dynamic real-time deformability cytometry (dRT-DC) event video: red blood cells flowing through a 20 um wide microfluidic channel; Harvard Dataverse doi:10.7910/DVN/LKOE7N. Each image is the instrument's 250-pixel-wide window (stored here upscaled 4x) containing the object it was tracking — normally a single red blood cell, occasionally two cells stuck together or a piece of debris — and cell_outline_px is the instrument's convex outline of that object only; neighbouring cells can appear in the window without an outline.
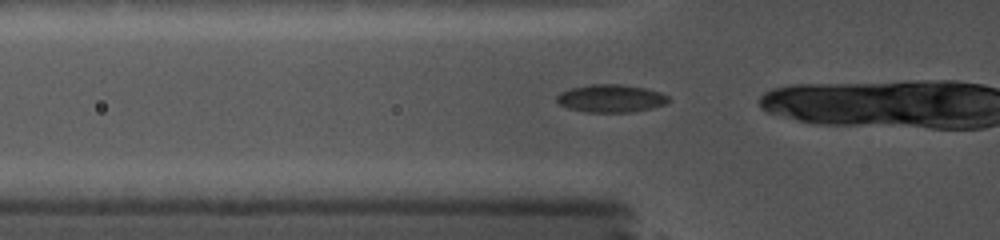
{"species": "common noctule bat (a hibernating species)", "species_latin": "Nyctalus noctula", "temperature_condition": "cold", "stored_images_in_passage": 44, "camera_frame_rate_fps": 5000, "um_per_image_px": 0.085, "animal": {"sex": "female", "body_mass_g": 19.0, "forearm_length_mm": 56.7}, "frame": {"image": 1, "passage_image": 3, "time_ms": 0.4, "image_size_px": [1000, 240], "cell_outline_px": [[672, 100], [664, 104], [652, 108], [632, 112], [588, 112], [568, 108], [560, 104], [556, 100], [556, 96], [560, 92], [572, 88], [588, 84], [620, 84], [648, 88], [660, 92], [668, 96]], "centroid_in_image_um": [51.95, 8.36], "position_along_channel_um": 73.9, "area_um2": 18.21}}
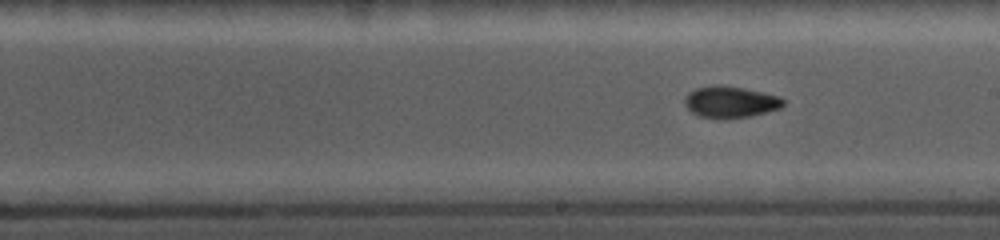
{"frame": {"image": 2, "passage_image": 21, "time_ms": 4.4, "image_size_px": [1000, 240], "cell_outline_px": [[784, 104], [780, 108], [752, 116], [700, 116], [692, 112], [684, 104], [684, 100], [688, 92], [696, 88], [716, 84], [720, 84], [744, 88], [780, 96], [784, 100]], "centroid_in_image_um": [62.09, 8.62], "position_along_channel_um": 226.9, "area_um2": 17.63}}
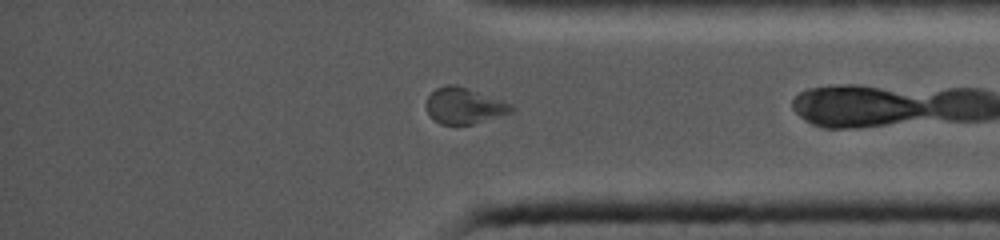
{"frame": {"image": 3, "passage_image": 40, "time_ms": 8.8, "image_size_px": [1000, 240], "cell_outline_px": [[512, 112], [472, 124], [440, 124], [432, 120], [428, 112], [428, 96], [436, 88], [448, 84], [456, 84], [512, 104]], "centroid_in_image_um": [39.43, 8.99], "position_along_channel_um": 395.8, "area_um2": 17.51}}